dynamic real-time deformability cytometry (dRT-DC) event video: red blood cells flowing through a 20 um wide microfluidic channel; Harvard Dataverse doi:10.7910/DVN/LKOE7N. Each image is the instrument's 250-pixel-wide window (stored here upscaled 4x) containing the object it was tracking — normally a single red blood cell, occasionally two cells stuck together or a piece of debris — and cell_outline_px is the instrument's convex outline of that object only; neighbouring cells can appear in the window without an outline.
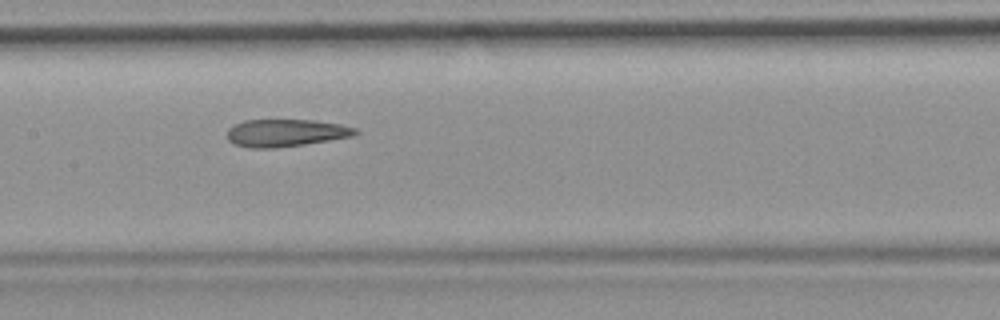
{"species": "common noctule bat (a hibernating species)", "species_latin": "Nyctalus noctula", "temperature_condition": "room temperature", "stored_images_in_passage": 7, "camera_frame_rate_fps": 3000, "um_per_image_px": 0.085, "animal": {"sex": "female", "body_mass_g": 19.9}, "frame": {"image": 1, "passage_image": 5, "time_ms": 5.667, "image_size_px": [1000, 320], "cell_outline_px": [[360, 132], [352, 136], [304, 144], [276, 148], [252, 148], [232, 144], [228, 140], [228, 128], [232, 124], [244, 120], [316, 120], [340, 124], [356, 128]], "centroid_in_image_um": [24.26, 11.29], "position_along_channel_um": 183.1, "area_um2": 20.58}}